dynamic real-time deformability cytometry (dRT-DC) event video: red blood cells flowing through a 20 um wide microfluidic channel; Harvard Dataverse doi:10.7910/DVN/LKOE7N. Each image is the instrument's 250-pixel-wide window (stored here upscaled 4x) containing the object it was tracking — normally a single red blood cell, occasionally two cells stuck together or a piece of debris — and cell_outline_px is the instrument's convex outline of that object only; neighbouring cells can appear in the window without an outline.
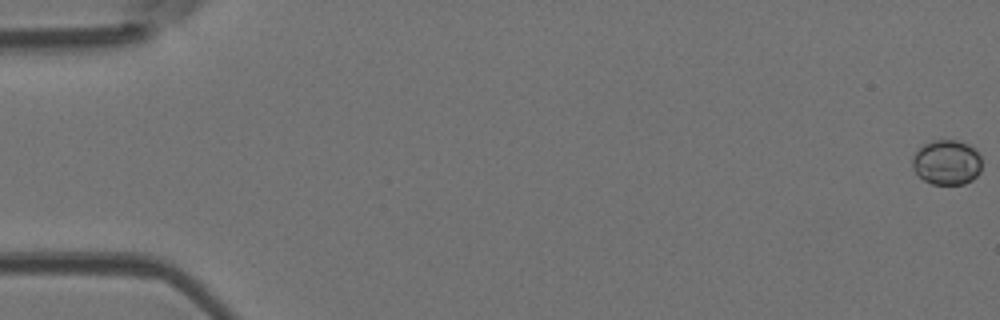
{"species": "Egyptian fruit bat (a non-hibernating species)", "species_latin": "Rousettus aegyptiacus", "temperature_condition": "room temperature", "stored_images_in_passage": 6, "camera_frame_rate_fps": 3000, "um_per_image_px": 0.085, "animal": {"sex": "female"}, "frame": {"image": 1, "passage_image": 1, "time_ms": 0.0, "image_size_px": [1000, 320], "cell_outline_px": [[980, 172], [972, 180], [964, 184], [932, 184], [924, 180], [912, 168], [912, 156], [924, 144], [932, 140], [956, 140], [968, 144], [980, 156]], "centroid_in_image_um": [80.46, 13.8], "position_along_channel_um": 4.5, "area_um2": 18.03}}
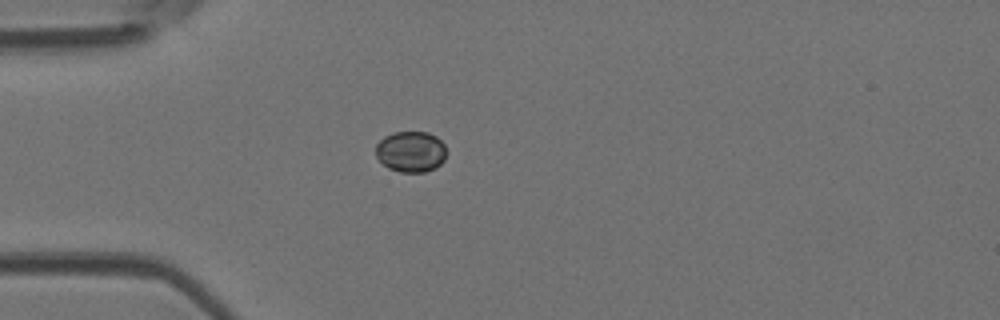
{"frame": {"image": 2, "passage_image": 5, "time_ms": 1.333, "image_size_px": [1000, 320], "cell_outline_px": [[448, 152], [444, 160], [436, 168], [424, 172], [400, 172], [388, 168], [376, 156], [376, 144], [384, 136], [392, 132], [428, 132], [436, 136], [444, 144]], "centroid_in_image_um": [34.94, 12.88], "position_along_channel_um": 50.1, "area_um2": 17.05}}